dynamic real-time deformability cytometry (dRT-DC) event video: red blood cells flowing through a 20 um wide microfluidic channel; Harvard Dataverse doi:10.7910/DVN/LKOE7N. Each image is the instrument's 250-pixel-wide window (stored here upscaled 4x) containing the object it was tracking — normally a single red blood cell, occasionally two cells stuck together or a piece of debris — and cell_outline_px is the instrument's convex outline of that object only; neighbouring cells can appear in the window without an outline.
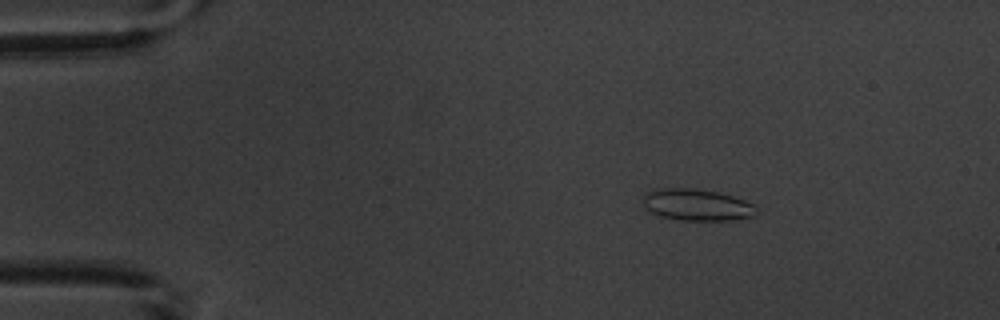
{"species": "common noctule bat (a hibernating species)", "species_latin": "Nyctalus noctula", "temperature_condition": "warm", "stored_images_in_passage": 5, "camera_frame_rate_fps": 3000, "um_per_image_px": 0.085, "animal": {"sex": "male", "body_mass_g": 20.1, "forearm_length_mm": 53.5}, "frame": {"image": 1, "passage_image": 3, "time_ms": 2.333, "image_size_px": [1000, 320], "cell_outline_px": [[756, 216], [732, 220], [680, 220], [660, 216], [648, 212], [644, 208], [644, 192], [656, 188], [696, 188], [720, 192], [756, 204]], "centroid_in_image_um": [59.22, 17.4], "position_along_channel_um": 25.8, "area_um2": 21.33}}
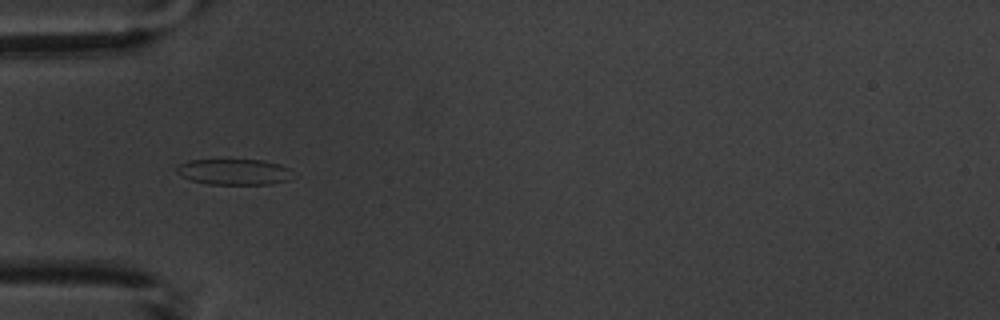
{"frame": {"image": 2, "passage_image": 5, "time_ms": 5.333, "image_size_px": [1000, 320], "cell_outline_px": [[288, 180], [272, 184], [208, 184], [192, 180], [176, 172], [176, 168], [180, 164], [188, 160], [264, 160], [280, 164], [288, 168]], "centroid_in_image_um": [19.86, 14.6], "position_along_channel_um": 65.1, "area_um2": 17.17}}